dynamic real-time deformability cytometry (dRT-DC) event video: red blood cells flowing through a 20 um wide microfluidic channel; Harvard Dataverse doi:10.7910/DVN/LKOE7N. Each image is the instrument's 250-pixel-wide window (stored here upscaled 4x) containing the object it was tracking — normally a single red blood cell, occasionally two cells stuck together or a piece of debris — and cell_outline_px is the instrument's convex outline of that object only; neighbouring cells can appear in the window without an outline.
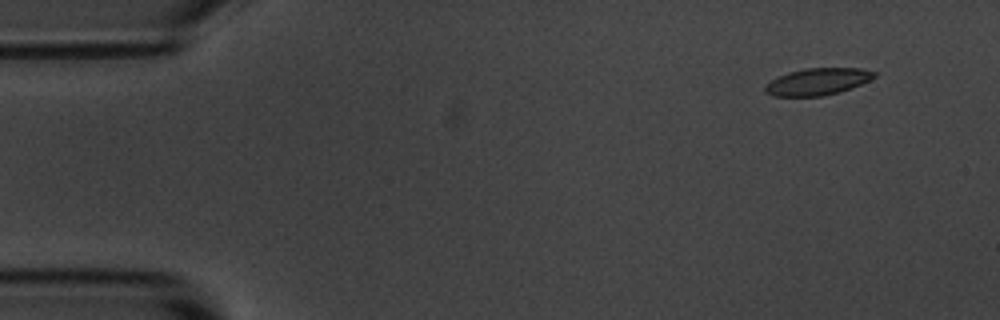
{"species": "common noctule bat (a hibernating species)", "species_latin": "Nyctalus noctula", "temperature_condition": "room temperature", "stored_images_in_passage": 4, "camera_frame_rate_fps": 3000, "um_per_image_px": 0.085, "animal": {"sex": "male", "body_mass_g": 20.1, "forearm_length_mm": 53.5}, "frame": {"image": 1, "passage_image": 1, "time_ms": 0.0, "image_size_px": [1000, 320], "cell_outline_px": [[876, 76], [860, 84], [840, 92], [824, 96], [772, 96], [764, 92], [764, 84], [776, 76], [788, 72], [804, 68], [860, 68], [876, 72]], "centroid_in_image_um": [69.42, 6.94], "position_along_channel_um": 15.6, "area_um2": 17.28}}
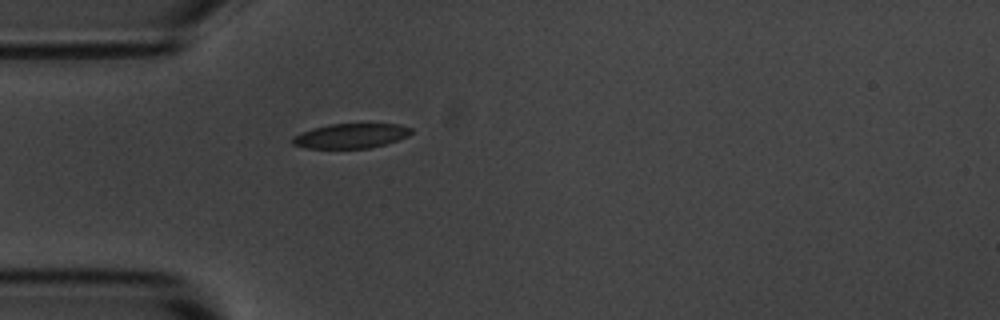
{"frame": {"image": 2, "passage_image": 4, "time_ms": 3.667, "image_size_px": [1000, 320], "cell_outline_px": [[412, 132], [408, 136], [384, 144], [368, 148], [304, 148], [292, 144], [292, 136], [300, 132], [312, 128], [328, 124], [400, 124], [412, 128]], "centroid_in_image_um": [29.78, 11.54], "position_along_channel_um": 55.2, "area_um2": 17.11}}